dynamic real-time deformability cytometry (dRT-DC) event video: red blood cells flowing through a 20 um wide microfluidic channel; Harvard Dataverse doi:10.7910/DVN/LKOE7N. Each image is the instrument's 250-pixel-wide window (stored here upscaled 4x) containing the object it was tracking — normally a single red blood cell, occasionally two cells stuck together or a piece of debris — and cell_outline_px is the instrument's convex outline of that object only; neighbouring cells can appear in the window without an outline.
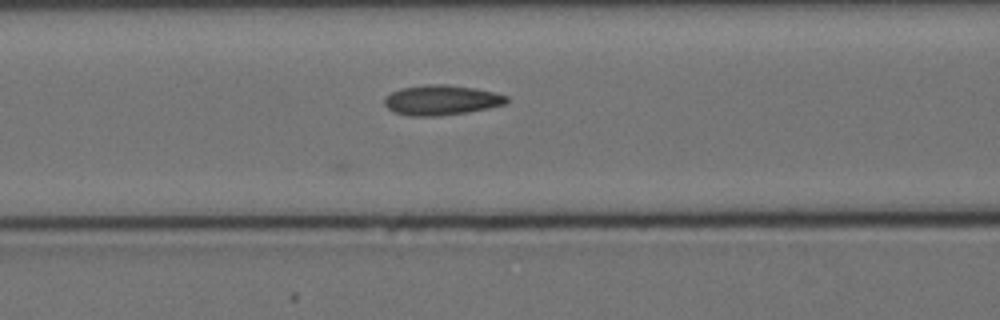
{"species": "Egyptian fruit bat (a non-hibernating species)", "species_latin": "Rousettus aegyptiacus", "temperature_condition": "cold", "stored_images_in_passage": 22, "camera_frame_rate_fps": 3000, "um_per_image_px": 0.085, "animal": {"sex": "female"}, "frame": {"image": 1, "passage_image": 8, "time_ms": 2.333, "image_size_px": [1000, 320], "cell_outline_px": [[508, 100], [504, 104], [488, 108], [468, 112], [440, 116], [408, 116], [396, 112], [388, 108], [384, 104], [384, 96], [400, 88], [432, 84], [444, 84], [476, 88], [508, 96]], "centroid_in_image_um": [37.5, 8.51], "position_along_channel_um": 129.1, "area_um2": 21.33}}
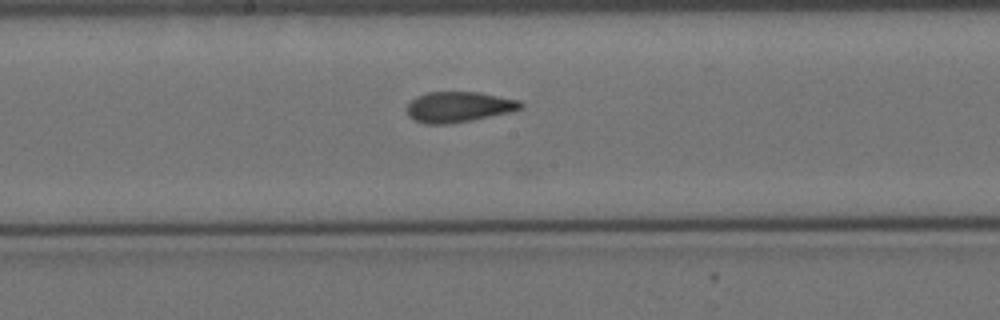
{"frame": {"image": 2, "passage_image": 15, "time_ms": 4.667, "image_size_px": [1000, 320], "cell_outline_px": [[524, 108], [508, 112], [472, 120], [448, 124], [424, 124], [412, 120], [408, 116], [408, 104], [416, 96], [428, 92], [480, 92], [520, 100], [524, 104]], "centroid_in_image_um": [38.99, 9.09], "position_along_channel_um": 209.2, "area_um2": 20.35}}
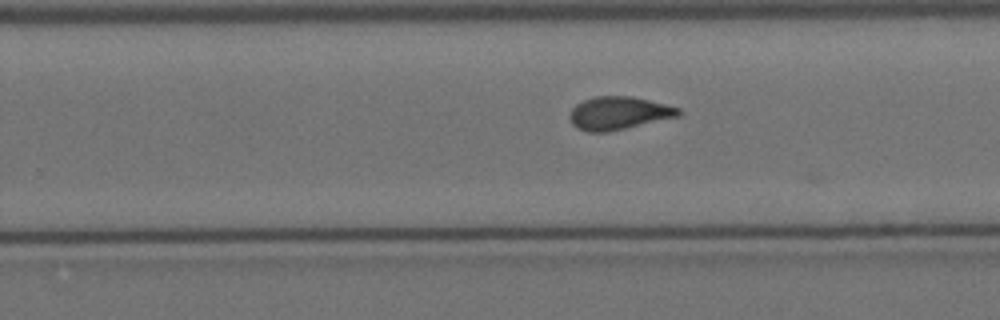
{"frame": {"image": 3, "passage_image": 21, "time_ms": 6.667, "image_size_px": [1000, 320], "cell_outline_px": [[680, 116], [608, 132], [588, 132], [576, 128], [572, 124], [568, 116], [568, 112], [576, 104], [584, 100], [596, 96], [628, 96], [648, 100], [680, 108]], "centroid_in_image_um": [52.54, 9.63], "position_along_channel_um": 277.3, "area_um2": 20.92}}